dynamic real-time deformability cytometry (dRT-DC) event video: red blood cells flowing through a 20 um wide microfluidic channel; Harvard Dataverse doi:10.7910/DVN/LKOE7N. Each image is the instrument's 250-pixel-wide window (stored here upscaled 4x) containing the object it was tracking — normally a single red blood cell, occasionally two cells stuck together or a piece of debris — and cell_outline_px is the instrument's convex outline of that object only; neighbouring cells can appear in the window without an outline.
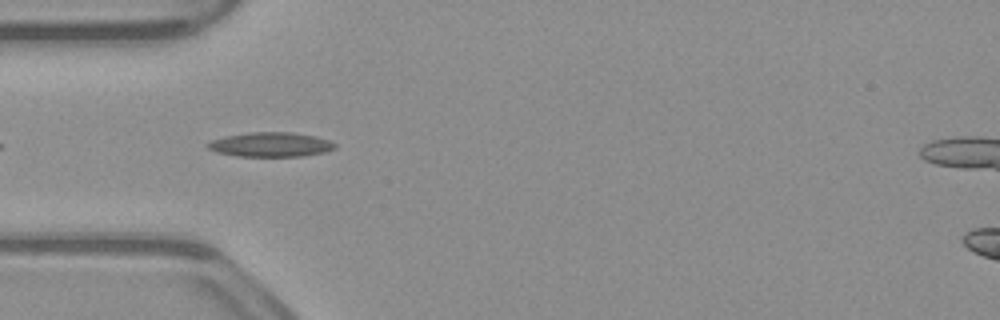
{"species": "common noctule bat (a hibernating species)", "species_latin": "Nyctalus noctula", "temperature_condition": "warm", "stored_images_in_passage": 40, "camera_frame_rate_fps": 3000, "um_per_image_px": 0.085, "animal": {"sex": "male", "body_mass_g": 23.1, "forearm_length_mm": 52.7}, "frame": {"image": 1, "passage_image": 3, "time_ms": 0.667, "image_size_px": [1000, 320], "cell_outline_px": [[336, 148], [324, 152], [304, 156], [236, 156], [216, 152], [208, 148], [204, 144], [212, 140], [228, 136], [252, 132], [292, 132], [316, 136], [328, 140], [336, 144]], "centroid_in_image_um": [23.01, 12.29], "position_along_channel_um": 62.0, "area_um2": 18.09}}
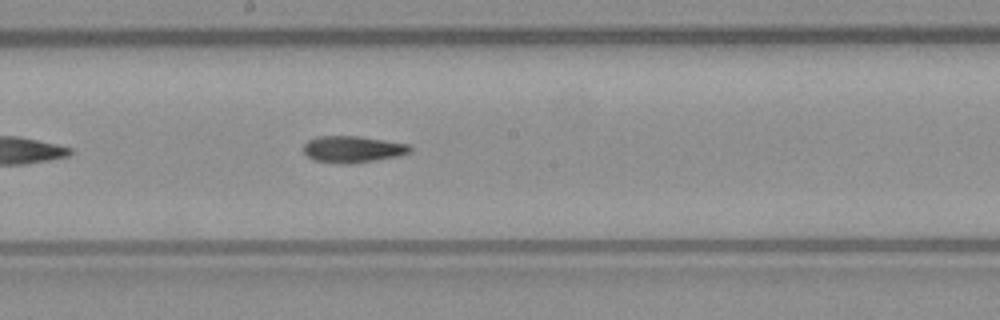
{"frame": {"image": 2, "passage_image": 15, "time_ms": 4.667, "image_size_px": [1000, 320], "cell_outline_px": [[412, 152], [396, 156], [348, 164], [340, 164], [312, 160], [304, 152], [304, 144], [308, 140], [316, 136], [360, 136], [408, 144], [412, 148]], "centroid_in_image_um": [29.95, 12.68], "position_along_channel_um": 218.3, "area_um2": 16.47}}
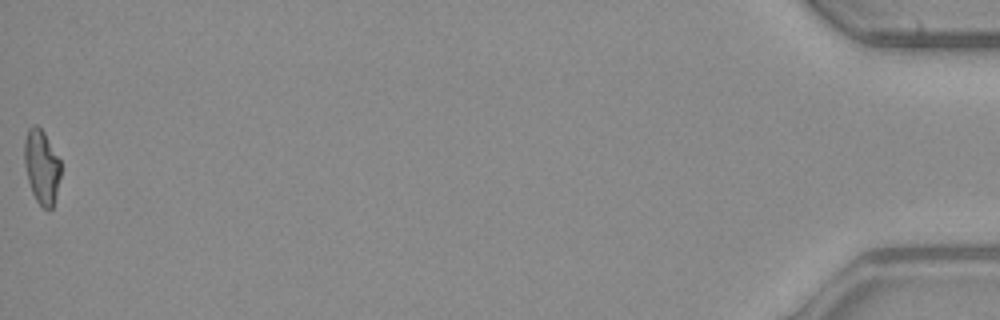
{"frame": {"image": 3, "passage_image": 40, "time_ms": 13.0, "image_size_px": [1000, 320], "cell_outline_px": [[60, 176], [52, 208], [48, 212], [36, 200], [32, 192], [28, 180], [24, 164], [24, 140], [28, 128], [32, 124], [36, 124], [44, 132], [60, 160]], "centroid_in_image_um": [3.52, 14.15], "position_along_channel_um": 431.7, "area_um2": 15.66}, "authors_computed_cell_mechanics": {"area_um2": 16.2129, "velocity_mm_per_s": 3.8898, "shape_relaxation_time_tau1_ms": null, "shape_relaxation_time_tau2_ms": 7.7242, "deformation_change_tau1": null, "deformation_change_tau2": 0.1878}}